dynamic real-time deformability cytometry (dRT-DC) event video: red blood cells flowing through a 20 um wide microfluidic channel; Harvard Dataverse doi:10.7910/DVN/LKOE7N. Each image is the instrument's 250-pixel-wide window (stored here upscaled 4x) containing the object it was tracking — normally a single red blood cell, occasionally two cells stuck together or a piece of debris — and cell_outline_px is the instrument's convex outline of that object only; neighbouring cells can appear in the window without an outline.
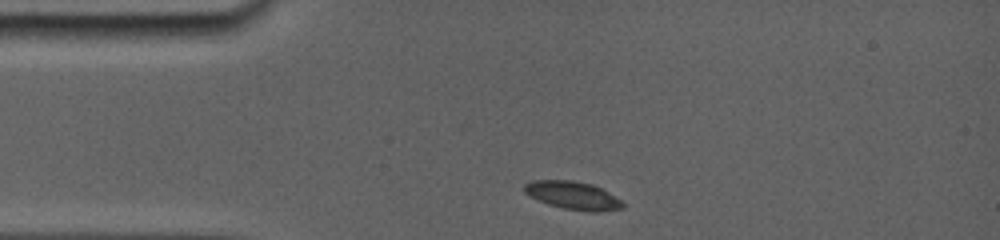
{"species": "common noctule bat (a hibernating species)", "species_latin": "Nyctalus noctula", "temperature_condition": "room temperature", "stored_images_in_passage": 8, "camera_frame_rate_fps": 5000, "um_per_image_px": 0.085, "animal": {"sex": "female", "body_mass_g": 19.0, "forearm_length_mm": 56.7}, "frame": {"image": 1, "passage_image": 1, "time_ms": 0.0, "image_size_px": [1000, 240], "cell_outline_px": [[624, 208], [600, 212], [588, 212], [564, 208], [548, 204], [528, 196], [524, 192], [524, 184], [532, 180], [572, 180], [592, 184], [608, 192], [620, 200], [624, 204]], "centroid_in_image_um": [48.68, 16.61], "position_along_channel_um": 36.3, "area_um2": 16.13}}
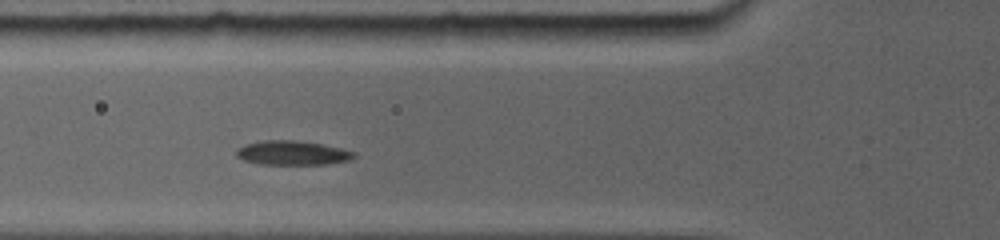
{"frame": {"image": 2, "passage_image": 4, "time_ms": 2.4, "image_size_px": [1000, 240], "cell_outline_px": [[356, 156], [348, 160], [328, 164], [260, 164], [244, 160], [236, 156], [236, 152], [240, 148], [248, 144], [268, 140], [288, 140], [320, 144], [356, 152]], "centroid_in_image_um": [24.87, 13.01], "position_along_channel_um": 100.9, "area_um2": 16.13}}
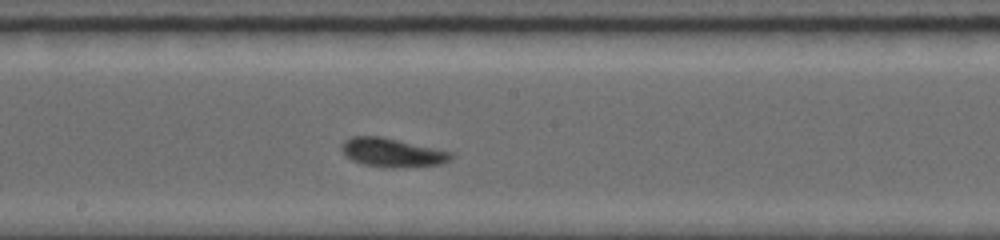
{"frame": {"image": 3, "passage_image": 8, "time_ms": 5.4, "image_size_px": [1000, 240], "cell_outline_px": [[452, 156], [448, 160], [440, 164], [404, 168], [364, 164], [352, 160], [340, 148], [344, 140], [352, 136], [380, 136], [452, 152]], "centroid_in_image_um": [33.32, 12.96], "position_along_channel_um": 214.9, "area_um2": 17.92}}